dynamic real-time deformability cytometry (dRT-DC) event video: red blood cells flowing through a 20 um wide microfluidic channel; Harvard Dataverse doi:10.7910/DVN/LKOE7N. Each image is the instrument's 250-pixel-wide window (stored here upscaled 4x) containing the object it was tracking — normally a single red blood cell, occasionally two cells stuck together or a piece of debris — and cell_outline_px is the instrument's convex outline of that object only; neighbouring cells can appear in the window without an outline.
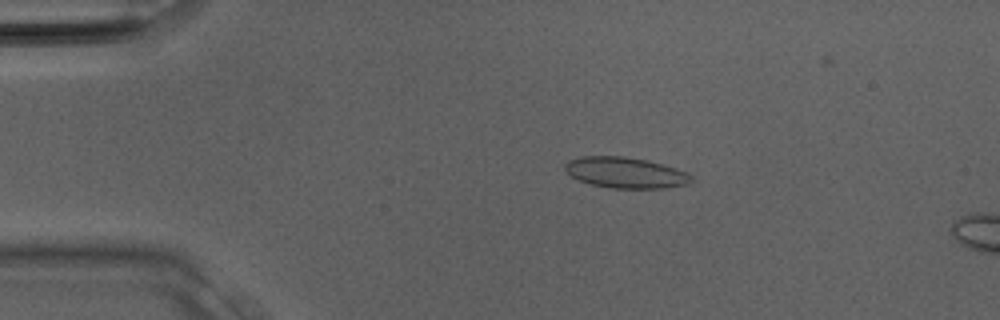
{"species": "Egyptian fruit bat (a non-hibernating species)", "species_latin": "Rousettus aegyptiacus", "temperature_condition": "room temperature", "stored_images_in_passage": 4, "camera_frame_rate_fps": 3000, "um_per_image_px": 0.085, "animal": {"sex": "male"}, "frame": {"image": 1, "passage_image": 1, "time_ms": 0.0, "image_size_px": [1000, 320], "cell_outline_px": [[696, 180], [688, 184], [664, 188], [608, 188], [588, 184], [572, 176], [564, 168], [564, 164], [568, 160], [580, 156], [624, 156], [648, 160], [684, 172], [692, 176]], "centroid_in_image_um": [53.14, 14.68], "position_along_channel_um": 31.9, "area_um2": 22.72}}